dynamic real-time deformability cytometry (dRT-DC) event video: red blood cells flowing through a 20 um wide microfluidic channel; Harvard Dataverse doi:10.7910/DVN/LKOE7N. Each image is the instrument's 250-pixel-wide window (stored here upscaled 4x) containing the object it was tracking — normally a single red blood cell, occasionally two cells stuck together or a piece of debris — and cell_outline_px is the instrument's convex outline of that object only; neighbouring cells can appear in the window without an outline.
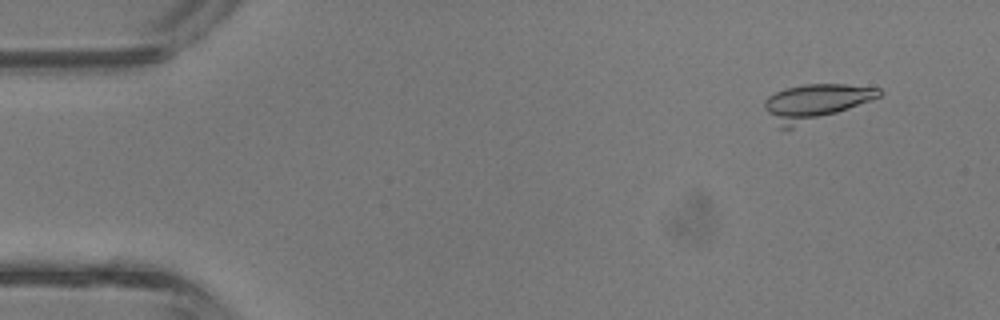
{"species": "common noctule bat (a hibernating species)", "species_latin": "Nyctalus noctula", "temperature_condition": "room temperature", "stored_images_in_passage": 4, "camera_frame_rate_fps": 3000, "um_per_image_px": 0.085, "animal": {"sex": "male", "body_mass_g": 13.3}, "frame": {"image": 1, "passage_image": 1, "time_ms": 0.0, "image_size_px": [1000, 320], "cell_outline_px": [[884, 92], [880, 96], [848, 108], [792, 128], [780, 128], [764, 108], [764, 100], [768, 96], [776, 92], [788, 88], [804, 84], [844, 84], [880, 88]], "centroid_in_image_um": [69.27, 8.67], "position_along_channel_um": 15.7, "area_um2": 23.52}}
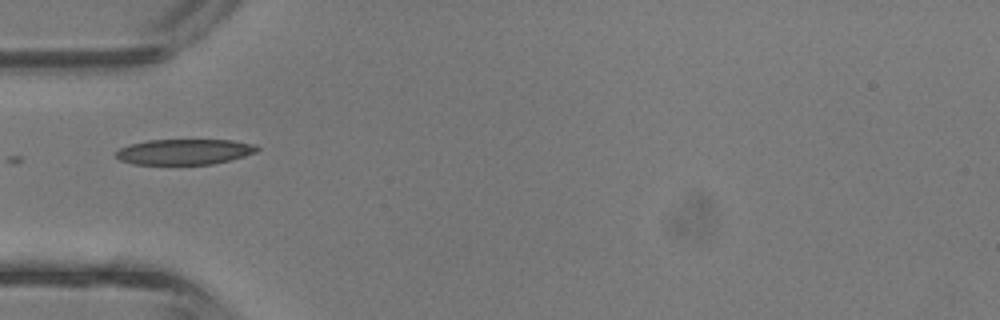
{"frame": {"image": 2, "passage_image": 3, "time_ms": 0.667, "image_size_px": [1000, 320], "cell_outline_px": [[260, 148], [256, 152], [244, 156], [212, 164], [132, 164], [120, 160], [116, 156], [116, 152], [120, 148], [128, 144], [148, 140], [232, 140], [256, 144]], "centroid_in_image_um": [15.67, 12.89], "position_along_channel_um": 69.3, "area_um2": 20.98}}
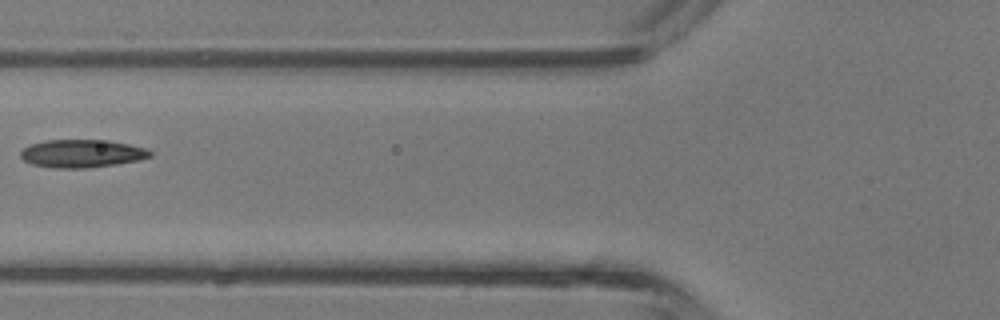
{"frame": {"image": 3, "passage_image": 4, "time_ms": 1.0, "image_size_px": [1000, 320], "cell_outline_px": [[152, 156], [140, 160], [116, 164], [84, 168], [56, 168], [32, 164], [24, 160], [20, 156], [20, 152], [24, 148], [32, 144], [44, 140], [108, 140], [128, 144], [144, 148], [152, 152]], "centroid_in_image_um": [6.96, 13.05], "position_along_channel_um": 118.8, "area_um2": 20.98}}